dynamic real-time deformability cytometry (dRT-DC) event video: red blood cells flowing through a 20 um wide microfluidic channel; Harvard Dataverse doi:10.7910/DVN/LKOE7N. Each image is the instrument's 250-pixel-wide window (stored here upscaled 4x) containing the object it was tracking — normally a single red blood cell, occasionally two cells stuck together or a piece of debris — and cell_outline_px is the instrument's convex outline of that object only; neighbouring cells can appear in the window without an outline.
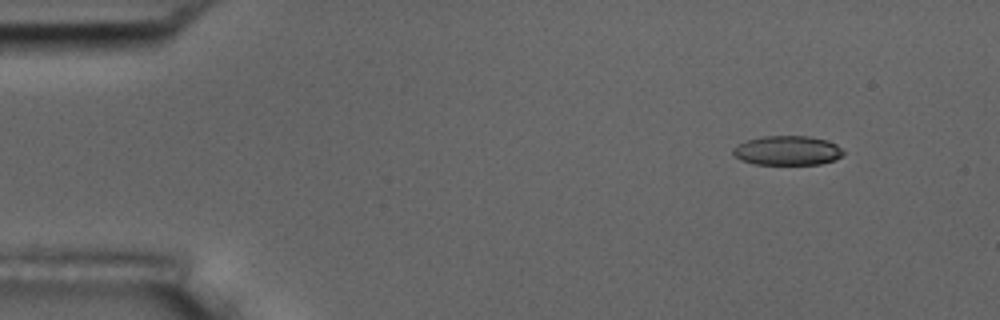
{"species": "common noctule bat (a hibernating species)", "species_latin": "Nyctalus noctula", "temperature_condition": "room temperature", "stored_images_in_passage": 5, "camera_frame_rate_fps": 3000, "um_per_image_px": 0.085, "animal": {"sex": "male", "body_mass_g": 17.5, "forearm_length_mm": 52.3}, "frame": {"image": 1, "passage_image": 2, "time_ms": 1.333, "image_size_px": [1000, 320], "cell_outline_px": [[844, 152], [836, 160], [820, 164], [752, 164], [740, 160], [732, 152], [732, 148], [748, 140], [760, 136], [808, 136], [828, 140], [836, 144]], "centroid_in_image_um": [66.93, 12.79], "position_along_channel_um": 18.1, "area_um2": 18.9}}
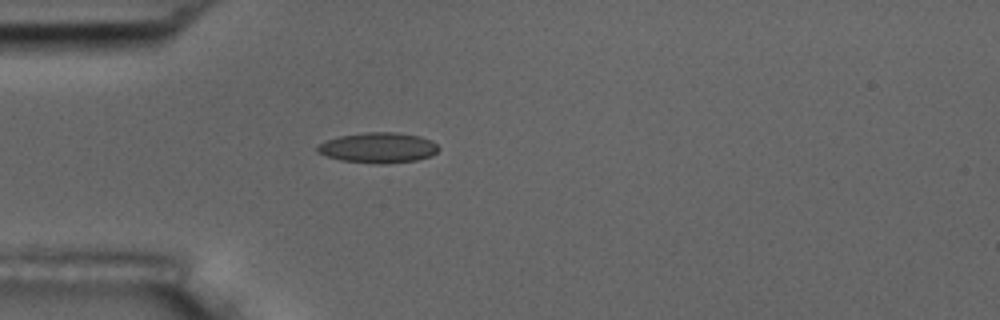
{"frame": {"image": 2, "passage_image": 5, "time_ms": 4.667, "image_size_px": [1000, 320], "cell_outline_px": [[440, 148], [432, 156], [416, 160], [388, 164], [380, 164], [340, 160], [316, 152], [316, 148], [324, 140], [340, 136], [364, 132], [396, 132], [420, 136], [432, 140]], "centroid_in_image_um": [32.16, 12.55], "position_along_channel_um": 52.8, "area_um2": 21.62}}